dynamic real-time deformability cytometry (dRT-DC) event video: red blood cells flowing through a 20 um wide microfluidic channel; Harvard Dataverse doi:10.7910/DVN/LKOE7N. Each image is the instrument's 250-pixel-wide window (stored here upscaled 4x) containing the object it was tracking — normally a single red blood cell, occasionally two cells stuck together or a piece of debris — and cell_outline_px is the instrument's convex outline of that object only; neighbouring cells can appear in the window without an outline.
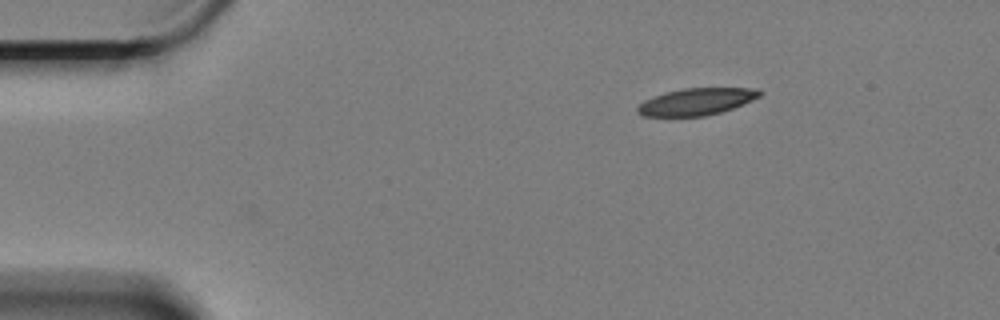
{"species": "Egyptian fruit bat (a non-hibernating species)", "species_latin": "Rousettus aegyptiacus", "temperature_condition": "cold", "stored_images_in_passage": 6, "camera_frame_rate_fps": 3000, "um_per_image_px": 0.085, "animal": {"sex": "female"}, "frame": {"image": 1, "passage_image": 1, "time_ms": 0.0, "image_size_px": [1000, 320], "cell_outline_px": [[764, 92], [760, 96], [752, 100], [732, 108], [720, 112], [704, 116], [644, 116], [636, 112], [636, 108], [644, 100], [664, 92], [684, 88], [760, 88]], "centroid_in_image_um": [59.2, 8.63], "position_along_channel_um": 25.8, "area_um2": 19.19}}